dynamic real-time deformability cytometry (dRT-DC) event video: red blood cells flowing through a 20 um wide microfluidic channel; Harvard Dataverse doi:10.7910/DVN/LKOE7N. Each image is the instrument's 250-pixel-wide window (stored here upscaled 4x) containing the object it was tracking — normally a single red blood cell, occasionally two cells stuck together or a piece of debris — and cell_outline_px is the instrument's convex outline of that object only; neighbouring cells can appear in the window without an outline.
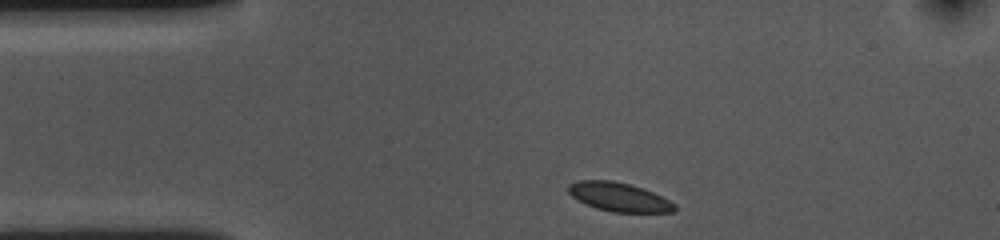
{"species": "common noctule bat (a hibernating species)", "species_latin": "Nyctalus noctula", "temperature_condition": "cold", "stored_images_in_passage": 35, "camera_frame_rate_fps": 3000, "um_per_image_px": 0.085, "animal": {"sex": "female", "body_mass_g": 10.0, "forearm_length_mm": 53.1}, "frame": {"image": 1, "passage_image": 1, "time_ms": 0.0, "image_size_px": [1000, 240], "cell_outline_px": [[676, 208], [672, 212], [612, 212], [596, 208], [572, 196], [568, 192], [568, 184], [580, 180], [612, 180], [628, 184], [652, 192], [676, 204]], "centroid_in_image_um": [52.6, 16.74], "position_along_channel_um": 32.4, "area_um2": 17.51}}
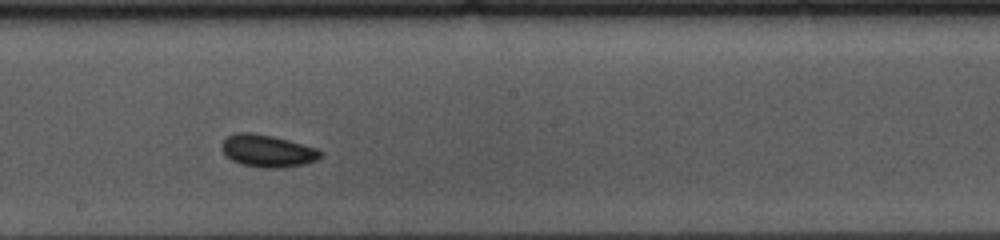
{"frame": {"image": 2, "passage_image": 20, "time_ms": 6.333, "image_size_px": [1000, 240], "cell_outline_px": [[324, 152], [316, 160], [304, 164], [284, 168], [260, 168], [240, 164], [232, 160], [220, 148], [220, 144], [228, 136], [236, 132], [252, 132], [272, 136], [288, 140], [316, 148]], "centroid_in_image_um": [22.72, 12.83], "position_along_channel_um": 225.5, "area_um2": 18.67}}
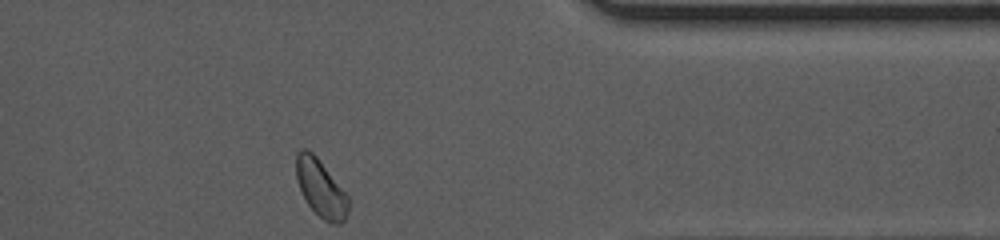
{"frame": {"image": 3, "passage_image": 35, "time_ms": 11.333, "image_size_px": [1000, 240], "cell_outline_px": [[352, 200], [348, 212], [344, 220], [340, 224], [332, 224], [324, 220], [308, 204], [300, 188], [296, 176], [296, 152], [300, 148], [308, 148], [316, 156]], "centroid_in_image_um": [27.3, 15.99], "position_along_channel_um": 384.1, "area_um2": 17.51}, "authors_computed_cell_mechanics": {"area_um2": 17.7446, "velocity_mm_per_s": 3.5685, "shape_relaxation_time_tau1_ms": null, "shape_relaxation_time_tau2_ms": 7.3459, "deformation_change_tau1": null, "deformation_change_tau2": 0.0733}}